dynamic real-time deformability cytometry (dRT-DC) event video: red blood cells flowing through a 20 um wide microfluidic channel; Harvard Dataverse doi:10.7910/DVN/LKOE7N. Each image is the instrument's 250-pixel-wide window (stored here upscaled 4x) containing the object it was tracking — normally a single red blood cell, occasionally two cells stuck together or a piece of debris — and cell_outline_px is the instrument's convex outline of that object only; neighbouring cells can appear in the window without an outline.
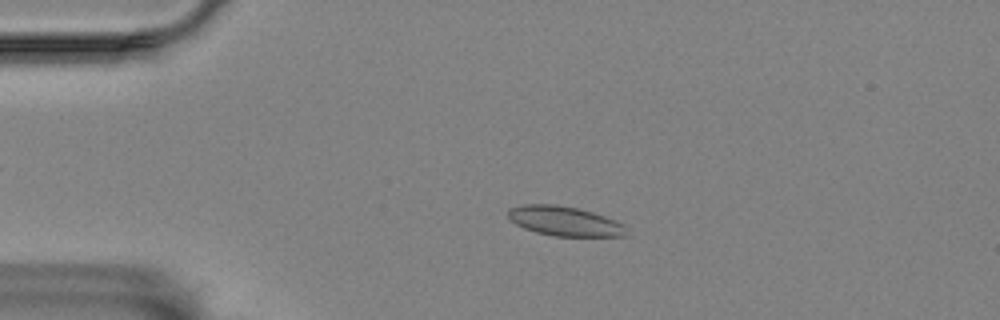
{"species": "Egyptian fruit bat (a non-hibernating species)", "species_latin": "Rousettus aegyptiacus", "temperature_condition": "room temperature", "stored_images_in_passage": 56, "camera_frame_rate_fps": 3000, "um_per_image_px": 0.085, "animal": {"sex": "female"}, "frame": {"image": 1, "passage_image": 12, "time_ms": 3.667, "image_size_px": [1000, 320], "cell_outline_px": [[628, 236], [552, 236], [536, 232], [524, 228], [516, 224], [508, 216], [508, 208], [524, 204], [556, 204], [580, 208], [604, 216], [624, 224]], "centroid_in_image_um": [47.99, 18.79], "position_along_channel_um": 37.0, "area_um2": 20.46}}
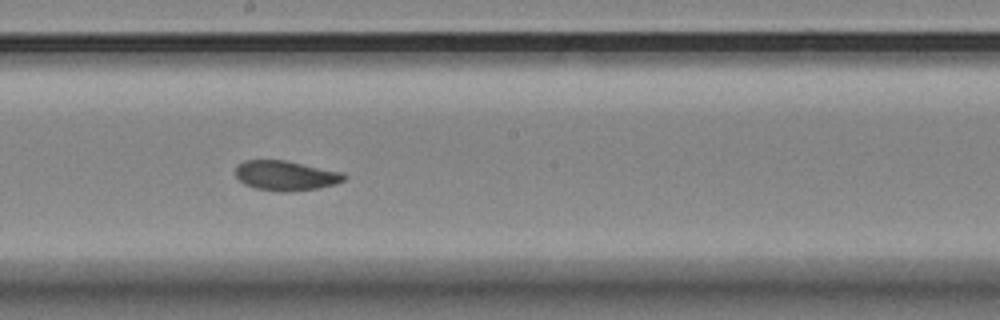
{"frame": {"image": 2, "passage_image": 31, "time_ms": 10.0, "image_size_px": [1000, 320], "cell_outline_px": [[348, 176], [344, 180], [336, 184], [320, 188], [292, 192], [280, 192], [256, 188], [244, 184], [236, 176], [236, 168], [240, 164], [248, 160], [284, 160], [344, 172]], "centroid_in_image_um": [24.35, 14.94], "position_along_channel_um": 223.8, "area_um2": 18.96}}
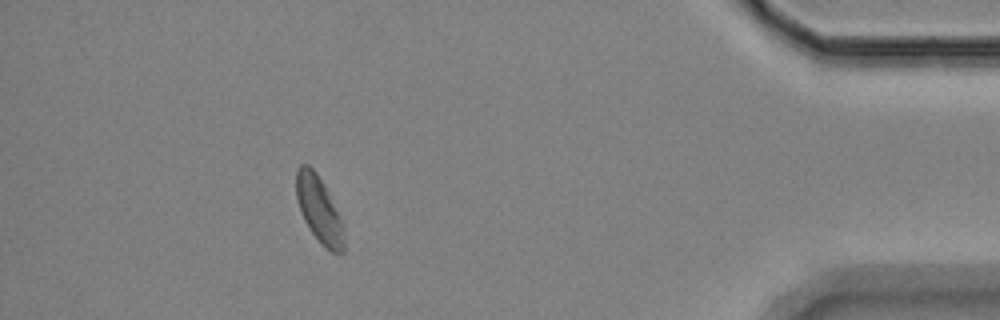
{"frame": {"image": 3, "passage_image": 51, "time_ms": 16.667, "image_size_px": [1000, 320], "cell_outline_px": [[344, 252], [332, 252], [324, 248], [320, 244], [304, 220], [296, 196], [296, 168], [300, 164], [308, 164], [316, 172], [324, 184], [344, 224]], "centroid_in_image_um": [27.13, 17.81], "position_along_channel_um": 408.1, "area_um2": 18.5}, "authors_computed_cell_mechanics": {"area_um2": 19.2763, "velocity_mm_per_s": 3.4923, "shape_relaxation_time_tau1_ms": 11.3333, "shape_relaxation_time_tau2_ms": 1.436, "deformation_change_tau1": 0.1598, "deformation_change_tau2": 0.0517}}